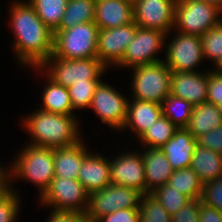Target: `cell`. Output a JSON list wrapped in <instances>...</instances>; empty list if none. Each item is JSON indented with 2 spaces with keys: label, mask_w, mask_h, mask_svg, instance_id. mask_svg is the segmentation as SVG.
I'll use <instances>...</instances> for the list:
<instances>
[{
  "label": "cell",
  "mask_w": 222,
  "mask_h": 222,
  "mask_svg": "<svg viewBox=\"0 0 222 222\" xmlns=\"http://www.w3.org/2000/svg\"><path fill=\"white\" fill-rule=\"evenodd\" d=\"M11 26L15 33L13 48L18 61L25 66L40 67L53 52L52 32L27 2H14L10 7Z\"/></svg>",
  "instance_id": "1"
},
{
  "label": "cell",
  "mask_w": 222,
  "mask_h": 222,
  "mask_svg": "<svg viewBox=\"0 0 222 222\" xmlns=\"http://www.w3.org/2000/svg\"><path fill=\"white\" fill-rule=\"evenodd\" d=\"M23 121L35 146L61 148L80 142V130L74 115L51 113L38 109Z\"/></svg>",
  "instance_id": "2"
},
{
  "label": "cell",
  "mask_w": 222,
  "mask_h": 222,
  "mask_svg": "<svg viewBox=\"0 0 222 222\" xmlns=\"http://www.w3.org/2000/svg\"><path fill=\"white\" fill-rule=\"evenodd\" d=\"M14 160L9 171L10 183L12 176L34 182L41 196L55 177L53 148L28 144Z\"/></svg>",
  "instance_id": "3"
},
{
  "label": "cell",
  "mask_w": 222,
  "mask_h": 222,
  "mask_svg": "<svg viewBox=\"0 0 222 222\" xmlns=\"http://www.w3.org/2000/svg\"><path fill=\"white\" fill-rule=\"evenodd\" d=\"M99 28L94 22L56 30L52 55L62 59L97 58Z\"/></svg>",
  "instance_id": "4"
},
{
  "label": "cell",
  "mask_w": 222,
  "mask_h": 222,
  "mask_svg": "<svg viewBox=\"0 0 222 222\" xmlns=\"http://www.w3.org/2000/svg\"><path fill=\"white\" fill-rule=\"evenodd\" d=\"M34 69H46L50 79L68 88L76 83L101 80L106 67L98 58L62 59L51 55L40 67Z\"/></svg>",
  "instance_id": "5"
},
{
  "label": "cell",
  "mask_w": 222,
  "mask_h": 222,
  "mask_svg": "<svg viewBox=\"0 0 222 222\" xmlns=\"http://www.w3.org/2000/svg\"><path fill=\"white\" fill-rule=\"evenodd\" d=\"M132 95L134 99L157 104L170 95V77L172 71L160 61L133 67Z\"/></svg>",
  "instance_id": "6"
},
{
  "label": "cell",
  "mask_w": 222,
  "mask_h": 222,
  "mask_svg": "<svg viewBox=\"0 0 222 222\" xmlns=\"http://www.w3.org/2000/svg\"><path fill=\"white\" fill-rule=\"evenodd\" d=\"M222 10L200 0H177L175 5L174 27L178 32L202 36L220 23L218 16Z\"/></svg>",
  "instance_id": "7"
},
{
  "label": "cell",
  "mask_w": 222,
  "mask_h": 222,
  "mask_svg": "<svg viewBox=\"0 0 222 222\" xmlns=\"http://www.w3.org/2000/svg\"><path fill=\"white\" fill-rule=\"evenodd\" d=\"M143 194L133 188L109 184L89 194L87 222H96L101 217L121 209H139Z\"/></svg>",
  "instance_id": "8"
},
{
  "label": "cell",
  "mask_w": 222,
  "mask_h": 222,
  "mask_svg": "<svg viewBox=\"0 0 222 222\" xmlns=\"http://www.w3.org/2000/svg\"><path fill=\"white\" fill-rule=\"evenodd\" d=\"M40 197L56 212L85 214L88 209L89 193L77 179L54 177Z\"/></svg>",
  "instance_id": "9"
},
{
  "label": "cell",
  "mask_w": 222,
  "mask_h": 222,
  "mask_svg": "<svg viewBox=\"0 0 222 222\" xmlns=\"http://www.w3.org/2000/svg\"><path fill=\"white\" fill-rule=\"evenodd\" d=\"M166 36L167 34L160 30L138 27L123 59L116 66L133 68L163 61L155 55L163 47Z\"/></svg>",
  "instance_id": "10"
},
{
  "label": "cell",
  "mask_w": 222,
  "mask_h": 222,
  "mask_svg": "<svg viewBox=\"0 0 222 222\" xmlns=\"http://www.w3.org/2000/svg\"><path fill=\"white\" fill-rule=\"evenodd\" d=\"M168 43L165 64L171 71L195 72L198 64L204 59L201 36L177 32Z\"/></svg>",
  "instance_id": "11"
},
{
  "label": "cell",
  "mask_w": 222,
  "mask_h": 222,
  "mask_svg": "<svg viewBox=\"0 0 222 222\" xmlns=\"http://www.w3.org/2000/svg\"><path fill=\"white\" fill-rule=\"evenodd\" d=\"M177 0H132L133 21L141 28L155 29L168 35L174 26Z\"/></svg>",
  "instance_id": "12"
},
{
  "label": "cell",
  "mask_w": 222,
  "mask_h": 222,
  "mask_svg": "<svg viewBox=\"0 0 222 222\" xmlns=\"http://www.w3.org/2000/svg\"><path fill=\"white\" fill-rule=\"evenodd\" d=\"M128 99L103 81L96 87L90 107L101 122L116 130H122L127 117Z\"/></svg>",
  "instance_id": "13"
},
{
  "label": "cell",
  "mask_w": 222,
  "mask_h": 222,
  "mask_svg": "<svg viewBox=\"0 0 222 222\" xmlns=\"http://www.w3.org/2000/svg\"><path fill=\"white\" fill-rule=\"evenodd\" d=\"M137 28L138 26L133 21L125 26L99 30L97 58L106 68L108 65L116 66L123 59Z\"/></svg>",
  "instance_id": "14"
},
{
  "label": "cell",
  "mask_w": 222,
  "mask_h": 222,
  "mask_svg": "<svg viewBox=\"0 0 222 222\" xmlns=\"http://www.w3.org/2000/svg\"><path fill=\"white\" fill-rule=\"evenodd\" d=\"M121 155V156H120ZM110 160L111 184L133 188L146 194L142 153L128 152Z\"/></svg>",
  "instance_id": "15"
},
{
  "label": "cell",
  "mask_w": 222,
  "mask_h": 222,
  "mask_svg": "<svg viewBox=\"0 0 222 222\" xmlns=\"http://www.w3.org/2000/svg\"><path fill=\"white\" fill-rule=\"evenodd\" d=\"M206 73L172 71L170 94L193 106L207 102L208 71Z\"/></svg>",
  "instance_id": "16"
},
{
  "label": "cell",
  "mask_w": 222,
  "mask_h": 222,
  "mask_svg": "<svg viewBox=\"0 0 222 222\" xmlns=\"http://www.w3.org/2000/svg\"><path fill=\"white\" fill-rule=\"evenodd\" d=\"M132 22V0H96L94 23L99 29L116 28Z\"/></svg>",
  "instance_id": "17"
},
{
  "label": "cell",
  "mask_w": 222,
  "mask_h": 222,
  "mask_svg": "<svg viewBox=\"0 0 222 222\" xmlns=\"http://www.w3.org/2000/svg\"><path fill=\"white\" fill-rule=\"evenodd\" d=\"M77 180L90 194L111 184L110 160L99 154L88 153L84 156Z\"/></svg>",
  "instance_id": "18"
},
{
  "label": "cell",
  "mask_w": 222,
  "mask_h": 222,
  "mask_svg": "<svg viewBox=\"0 0 222 222\" xmlns=\"http://www.w3.org/2000/svg\"><path fill=\"white\" fill-rule=\"evenodd\" d=\"M197 139L186 129L178 128L174 136L160 149L174 171L190 168Z\"/></svg>",
  "instance_id": "19"
},
{
  "label": "cell",
  "mask_w": 222,
  "mask_h": 222,
  "mask_svg": "<svg viewBox=\"0 0 222 222\" xmlns=\"http://www.w3.org/2000/svg\"><path fill=\"white\" fill-rule=\"evenodd\" d=\"M142 158L146 176V194H148L167 184L174 170L161 149L147 148L142 152Z\"/></svg>",
  "instance_id": "20"
},
{
  "label": "cell",
  "mask_w": 222,
  "mask_h": 222,
  "mask_svg": "<svg viewBox=\"0 0 222 222\" xmlns=\"http://www.w3.org/2000/svg\"><path fill=\"white\" fill-rule=\"evenodd\" d=\"M160 116H162L160 104L145 100H130L127 105L126 122L122 130L129 127L137 134V137H140Z\"/></svg>",
  "instance_id": "21"
},
{
  "label": "cell",
  "mask_w": 222,
  "mask_h": 222,
  "mask_svg": "<svg viewBox=\"0 0 222 222\" xmlns=\"http://www.w3.org/2000/svg\"><path fill=\"white\" fill-rule=\"evenodd\" d=\"M86 147L81 140L73 146L53 148L55 177L77 179L83 158L88 153Z\"/></svg>",
  "instance_id": "22"
},
{
  "label": "cell",
  "mask_w": 222,
  "mask_h": 222,
  "mask_svg": "<svg viewBox=\"0 0 222 222\" xmlns=\"http://www.w3.org/2000/svg\"><path fill=\"white\" fill-rule=\"evenodd\" d=\"M190 168L204 184L222 176V154L196 145Z\"/></svg>",
  "instance_id": "23"
},
{
  "label": "cell",
  "mask_w": 222,
  "mask_h": 222,
  "mask_svg": "<svg viewBox=\"0 0 222 222\" xmlns=\"http://www.w3.org/2000/svg\"><path fill=\"white\" fill-rule=\"evenodd\" d=\"M222 124V113L216 105L205 102L194 105L186 129L197 139L202 134L218 128Z\"/></svg>",
  "instance_id": "24"
},
{
  "label": "cell",
  "mask_w": 222,
  "mask_h": 222,
  "mask_svg": "<svg viewBox=\"0 0 222 222\" xmlns=\"http://www.w3.org/2000/svg\"><path fill=\"white\" fill-rule=\"evenodd\" d=\"M47 79L49 80L47 81L48 85L42 93L43 108L40 109L51 113L74 115L68 89L55 83L49 77Z\"/></svg>",
  "instance_id": "25"
},
{
  "label": "cell",
  "mask_w": 222,
  "mask_h": 222,
  "mask_svg": "<svg viewBox=\"0 0 222 222\" xmlns=\"http://www.w3.org/2000/svg\"><path fill=\"white\" fill-rule=\"evenodd\" d=\"M96 0H68L59 28L65 30L75 25L94 22Z\"/></svg>",
  "instance_id": "26"
},
{
  "label": "cell",
  "mask_w": 222,
  "mask_h": 222,
  "mask_svg": "<svg viewBox=\"0 0 222 222\" xmlns=\"http://www.w3.org/2000/svg\"><path fill=\"white\" fill-rule=\"evenodd\" d=\"M167 184L186 195L190 200H201L202 198L203 183L191 168L173 171Z\"/></svg>",
  "instance_id": "27"
},
{
  "label": "cell",
  "mask_w": 222,
  "mask_h": 222,
  "mask_svg": "<svg viewBox=\"0 0 222 222\" xmlns=\"http://www.w3.org/2000/svg\"><path fill=\"white\" fill-rule=\"evenodd\" d=\"M41 21L55 32L65 13L68 0H28Z\"/></svg>",
  "instance_id": "28"
},
{
  "label": "cell",
  "mask_w": 222,
  "mask_h": 222,
  "mask_svg": "<svg viewBox=\"0 0 222 222\" xmlns=\"http://www.w3.org/2000/svg\"><path fill=\"white\" fill-rule=\"evenodd\" d=\"M177 129L168 118L162 115L139 139L141 144L147 145L148 148L160 149L174 136Z\"/></svg>",
  "instance_id": "29"
},
{
  "label": "cell",
  "mask_w": 222,
  "mask_h": 222,
  "mask_svg": "<svg viewBox=\"0 0 222 222\" xmlns=\"http://www.w3.org/2000/svg\"><path fill=\"white\" fill-rule=\"evenodd\" d=\"M162 115L168 118L177 128H186L189 124L193 105L188 101L169 95L161 103Z\"/></svg>",
  "instance_id": "30"
},
{
  "label": "cell",
  "mask_w": 222,
  "mask_h": 222,
  "mask_svg": "<svg viewBox=\"0 0 222 222\" xmlns=\"http://www.w3.org/2000/svg\"><path fill=\"white\" fill-rule=\"evenodd\" d=\"M172 216L177 213L190 199L173 189V186L165 184L150 193Z\"/></svg>",
  "instance_id": "31"
},
{
  "label": "cell",
  "mask_w": 222,
  "mask_h": 222,
  "mask_svg": "<svg viewBox=\"0 0 222 222\" xmlns=\"http://www.w3.org/2000/svg\"><path fill=\"white\" fill-rule=\"evenodd\" d=\"M140 222H171V215L150 194H144L139 206Z\"/></svg>",
  "instance_id": "32"
},
{
  "label": "cell",
  "mask_w": 222,
  "mask_h": 222,
  "mask_svg": "<svg viewBox=\"0 0 222 222\" xmlns=\"http://www.w3.org/2000/svg\"><path fill=\"white\" fill-rule=\"evenodd\" d=\"M201 45L204 59L216 65L222 57V21L201 36Z\"/></svg>",
  "instance_id": "33"
},
{
  "label": "cell",
  "mask_w": 222,
  "mask_h": 222,
  "mask_svg": "<svg viewBox=\"0 0 222 222\" xmlns=\"http://www.w3.org/2000/svg\"><path fill=\"white\" fill-rule=\"evenodd\" d=\"M100 82L101 80H90L88 83H76L67 88L73 110L90 107L95 89Z\"/></svg>",
  "instance_id": "34"
},
{
  "label": "cell",
  "mask_w": 222,
  "mask_h": 222,
  "mask_svg": "<svg viewBox=\"0 0 222 222\" xmlns=\"http://www.w3.org/2000/svg\"><path fill=\"white\" fill-rule=\"evenodd\" d=\"M12 185L0 193V222H15L20 210V201Z\"/></svg>",
  "instance_id": "35"
},
{
  "label": "cell",
  "mask_w": 222,
  "mask_h": 222,
  "mask_svg": "<svg viewBox=\"0 0 222 222\" xmlns=\"http://www.w3.org/2000/svg\"><path fill=\"white\" fill-rule=\"evenodd\" d=\"M201 202L222 212V176L203 184Z\"/></svg>",
  "instance_id": "36"
},
{
  "label": "cell",
  "mask_w": 222,
  "mask_h": 222,
  "mask_svg": "<svg viewBox=\"0 0 222 222\" xmlns=\"http://www.w3.org/2000/svg\"><path fill=\"white\" fill-rule=\"evenodd\" d=\"M197 144L222 154V124L197 138Z\"/></svg>",
  "instance_id": "37"
},
{
  "label": "cell",
  "mask_w": 222,
  "mask_h": 222,
  "mask_svg": "<svg viewBox=\"0 0 222 222\" xmlns=\"http://www.w3.org/2000/svg\"><path fill=\"white\" fill-rule=\"evenodd\" d=\"M199 201L190 200L177 213L172 215L171 222H200L199 221Z\"/></svg>",
  "instance_id": "38"
},
{
  "label": "cell",
  "mask_w": 222,
  "mask_h": 222,
  "mask_svg": "<svg viewBox=\"0 0 222 222\" xmlns=\"http://www.w3.org/2000/svg\"><path fill=\"white\" fill-rule=\"evenodd\" d=\"M222 99V74L208 72L207 102L216 105Z\"/></svg>",
  "instance_id": "39"
},
{
  "label": "cell",
  "mask_w": 222,
  "mask_h": 222,
  "mask_svg": "<svg viewBox=\"0 0 222 222\" xmlns=\"http://www.w3.org/2000/svg\"><path fill=\"white\" fill-rule=\"evenodd\" d=\"M96 222H140L138 209H121L107 214Z\"/></svg>",
  "instance_id": "40"
},
{
  "label": "cell",
  "mask_w": 222,
  "mask_h": 222,
  "mask_svg": "<svg viewBox=\"0 0 222 222\" xmlns=\"http://www.w3.org/2000/svg\"><path fill=\"white\" fill-rule=\"evenodd\" d=\"M200 222H222V212L199 201Z\"/></svg>",
  "instance_id": "41"
},
{
  "label": "cell",
  "mask_w": 222,
  "mask_h": 222,
  "mask_svg": "<svg viewBox=\"0 0 222 222\" xmlns=\"http://www.w3.org/2000/svg\"><path fill=\"white\" fill-rule=\"evenodd\" d=\"M50 215L47 222H87L85 214L52 211Z\"/></svg>",
  "instance_id": "42"
},
{
  "label": "cell",
  "mask_w": 222,
  "mask_h": 222,
  "mask_svg": "<svg viewBox=\"0 0 222 222\" xmlns=\"http://www.w3.org/2000/svg\"><path fill=\"white\" fill-rule=\"evenodd\" d=\"M7 172V173H6ZM9 170H4L0 164V188H10Z\"/></svg>",
  "instance_id": "43"
},
{
  "label": "cell",
  "mask_w": 222,
  "mask_h": 222,
  "mask_svg": "<svg viewBox=\"0 0 222 222\" xmlns=\"http://www.w3.org/2000/svg\"><path fill=\"white\" fill-rule=\"evenodd\" d=\"M200 1H203V2H206V3L212 4V5H215L219 9L222 10V0H200Z\"/></svg>",
  "instance_id": "44"
},
{
  "label": "cell",
  "mask_w": 222,
  "mask_h": 222,
  "mask_svg": "<svg viewBox=\"0 0 222 222\" xmlns=\"http://www.w3.org/2000/svg\"><path fill=\"white\" fill-rule=\"evenodd\" d=\"M216 68H214L215 72H217L218 74H222V57L221 59L217 62L216 65H214Z\"/></svg>",
  "instance_id": "45"
},
{
  "label": "cell",
  "mask_w": 222,
  "mask_h": 222,
  "mask_svg": "<svg viewBox=\"0 0 222 222\" xmlns=\"http://www.w3.org/2000/svg\"><path fill=\"white\" fill-rule=\"evenodd\" d=\"M217 109L222 113V99L216 104Z\"/></svg>",
  "instance_id": "46"
},
{
  "label": "cell",
  "mask_w": 222,
  "mask_h": 222,
  "mask_svg": "<svg viewBox=\"0 0 222 222\" xmlns=\"http://www.w3.org/2000/svg\"><path fill=\"white\" fill-rule=\"evenodd\" d=\"M8 188H0V193L4 190H7Z\"/></svg>",
  "instance_id": "47"
}]
</instances>
